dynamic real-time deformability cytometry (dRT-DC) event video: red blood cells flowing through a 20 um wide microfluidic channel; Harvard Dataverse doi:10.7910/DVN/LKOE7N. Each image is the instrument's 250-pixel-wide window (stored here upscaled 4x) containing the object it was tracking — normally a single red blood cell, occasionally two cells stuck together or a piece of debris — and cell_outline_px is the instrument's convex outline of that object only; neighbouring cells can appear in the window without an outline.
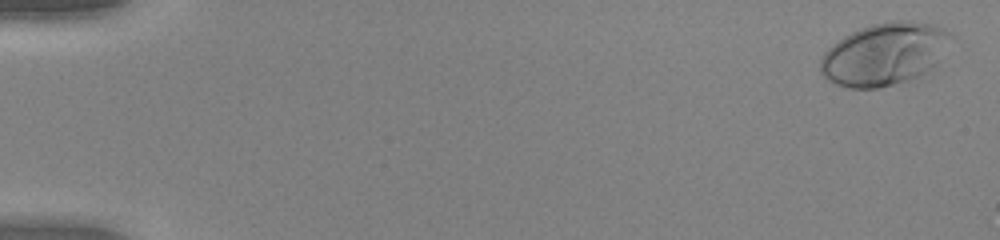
{"species": "human", "species_latin": "Homo sapiens", "temperature_condition": "warm", "stored_images_in_passage": 52, "camera_frame_rate_fps": 3000, "um_per_image_px": 0.085, "donor": {"sex": "female"}, "frame": {"image": 1, "passage_image": 2, "time_ms": 0.333, "image_size_px": [1000, 240], "cell_outline_px": [[956, 36], [936, 64], [920, 76], [908, 80], [876, 88], [848, 88], [836, 84], [828, 80], [820, 72], [820, 60], [824, 52], [832, 44], [844, 36], [860, 28], [872, 24], [896, 20], [912, 20], [936, 24], [952, 32]], "centroid_in_image_um": [75.23, 4.57], "position_along_channel_um": 9.8, "area_um2": 47.92}}
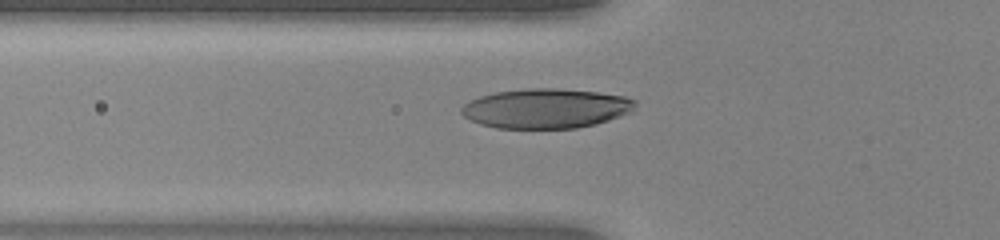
{"frame": {"image": 2, "passage_image": 20, "time_ms": 6.333, "image_size_px": [1000, 240], "cell_outline_px": [[636, 104], [632, 112], [596, 124], [576, 128], [496, 128], [480, 124], [464, 116], [460, 112], [460, 108], [468, 100], [480, 96], [496, 92], [528, 88], [556, 88], [596, 92], [624, 96], [636, 100]], "centroid_in_image_um": [46.4, 9.21], "position_along_channel_um": 79.4, "area_um2": 40.23}}
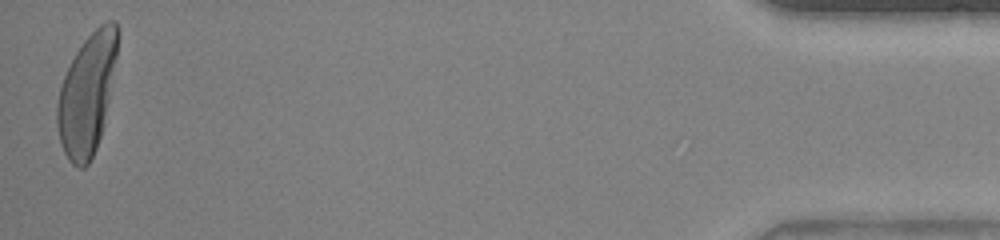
{"frame": {"image": 3, "passage_image": 52, "time_ms": 17.0, "image_size_px": [1000, 240], "cell_outline_px": [[116, 56], [104, 124], [96, 148], [88, 164], [84, 168], [80, 168], [72, 164], [68, 160], [60, 144], [56, 124], [56, 108], [60, 88], [64, 76], [76, 52], [84, 40], [100, 24], [108, 20], [116, 20]], "centroid_in_image_um": [7.36, 8.05], "position_along_channel_um": 427.8, "area_um2": 41.73}, "authors_computed_cell_mechanics": {"area_um2": 41.2114, "velocity_mm_per_s": 4.024, "shape_relaxation_time_tau1_ms": 3.095, "shape_relaxation_time_tau2_ms": null, "deformation_change_tau1": 0.2171, "deformation_change_tau2": null}}